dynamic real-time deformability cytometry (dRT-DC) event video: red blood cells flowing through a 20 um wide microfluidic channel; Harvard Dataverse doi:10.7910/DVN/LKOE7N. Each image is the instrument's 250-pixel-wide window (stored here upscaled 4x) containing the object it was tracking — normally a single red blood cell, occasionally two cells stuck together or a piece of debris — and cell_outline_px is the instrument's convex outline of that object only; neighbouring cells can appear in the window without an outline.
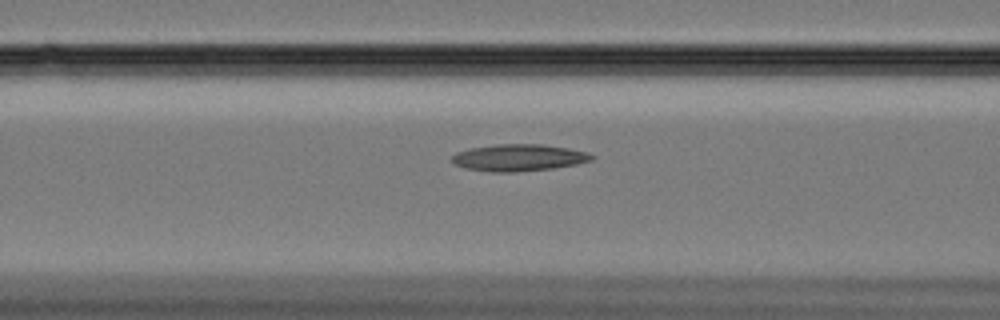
{"species": "Egyptian fruit bat (a non-hibernating species)", "species_latin": "Rousettus aegyptiacus", "temperature_condition": "cold", "stored_images_in_passage": 42, "camera_frame_rate_fps": 3000, "um_per_image_px": 0.085, "animal": {"sex": "female"}, "frame": {"image": 1, "passage_image": 9, "time_ms": 2.667, "image_size_px": [1000, 320], "cell_outline_px": [[596, 156], [592, 160], [576, 164], [552, 168], [512, 172], [492, 172], [464, 168], [456, 164], [452, 160], [452, 156], [456, 152], [468, 148], [496, 144], [544, 144], [568, 148], [588, 152]], "centroid_in_image_um": [44.1, 13.39], "position_along_channel_um": 122.5, "area_um2": 21.91}}
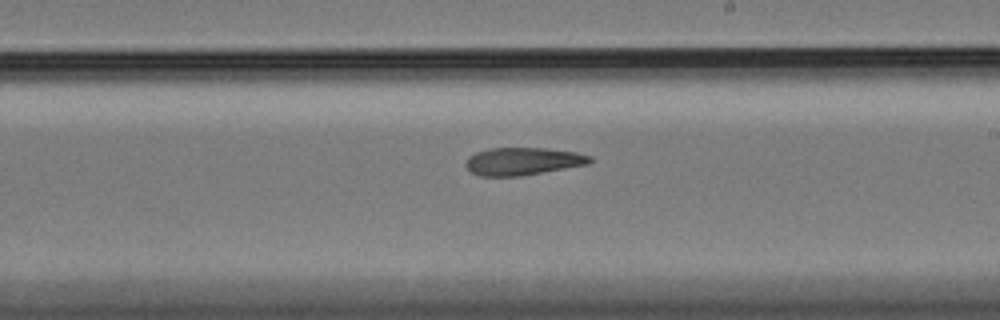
{"frame": {"image": 2, "passage_image": 20, "time_ms": 6.333, "image_size_px": [1000, 320], "cell_outline_px": [[592, 160], [588, 164], [520, 176], [480, 176], [472, 172], [464, 164], [468, 156], [476, 152], [488, 148], [544, 148], [576, 152], [592, 156]], "centroid_in_image_um": [44.42, 13.7], "position_along_channel_um": 244.6, "area_um2": 19.94}}
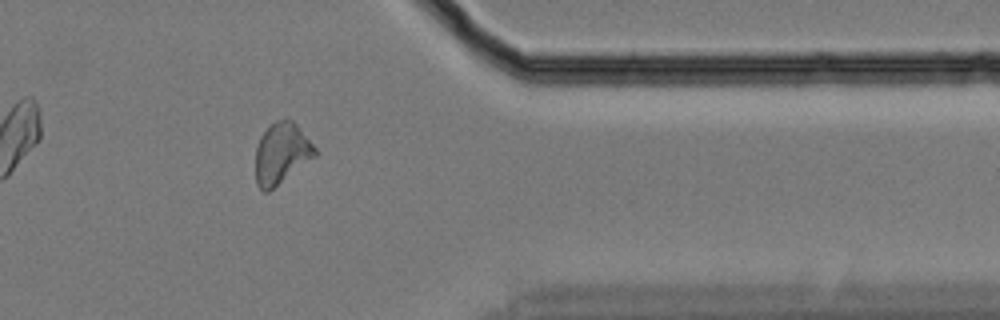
{"frame": {"image": 3, "passage_image": 34, "time_ms": 11.0, "image_size_px": [1000, 320], "cell_outline_px": [[316, 156], [268, 192], [264, 192], [256, 184], [256, 148], [260, 136], [276, 120], [292, 120], [296, 124], [316, 148]], "centroid_in_image_um": [23.92, 13.06], "position_along_channel_um": 387.5, "area_um2": 20.81}}